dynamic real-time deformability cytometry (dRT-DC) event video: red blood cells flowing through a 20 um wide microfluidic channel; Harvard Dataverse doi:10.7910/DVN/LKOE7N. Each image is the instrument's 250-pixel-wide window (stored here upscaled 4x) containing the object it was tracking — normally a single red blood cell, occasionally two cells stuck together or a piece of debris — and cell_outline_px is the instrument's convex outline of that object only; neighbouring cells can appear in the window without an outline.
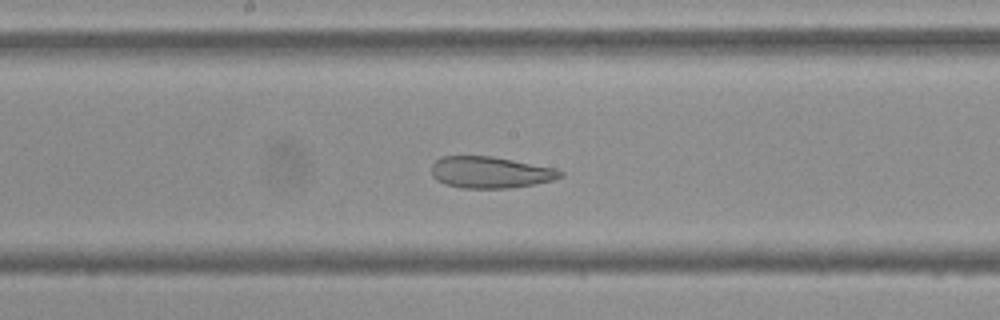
{"species": "Egyptian fruit bat (a non-hibernating species)", "species_latin": "Rousettus aegyptiacus", "temperature_condition": "cold", "stored_images_in_passage": 41, "camera_frame_rate_fps": 3000, "um_per_image_px": 0.085, "frame": {"image": 1, "passage_image": 15, "time_ms": 4.667, "image_size_px": [1000, 320], "cell_outline_px": [[564, 176], [552, 180], [532, 184], [508, 188], [460, 188], [444, 184], [436, 180], [432, 176], [432, 164], [440, 156], [492, 156], [556, 168], [564, 172]], "centroid_in_image_um": [41.66, 14.64], "position_along_channel_um": 206.5, "area_um2": 23.76}}
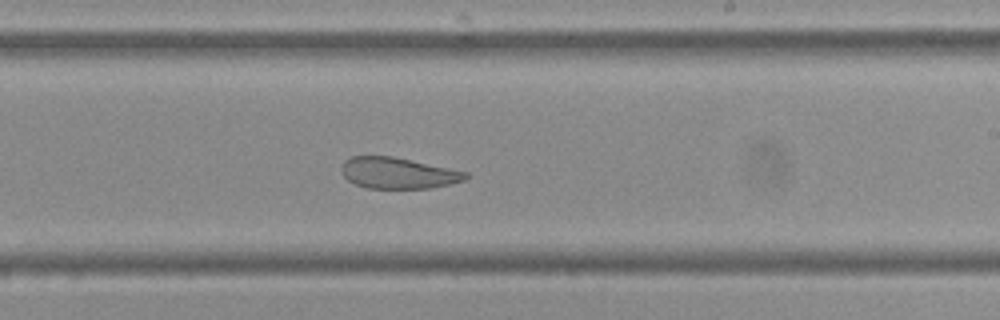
{"frame": {"image": 2, "passage_image": 19, "time_ms": 6.0, "image_size_px": [1000, 320], "cell_outline_px": [[468, 176], [464, 180], [448, 184], [428, 188], [368, 188], [356, 184], [348, 180], [344, 176], [340, 168], [344, 160], [352, 156], [392, 156], [468, 172]], "centroid_in_image_um": [33.8, 14.7], "position_along_channel_um": 255.2, "area_um2": 22.31}}
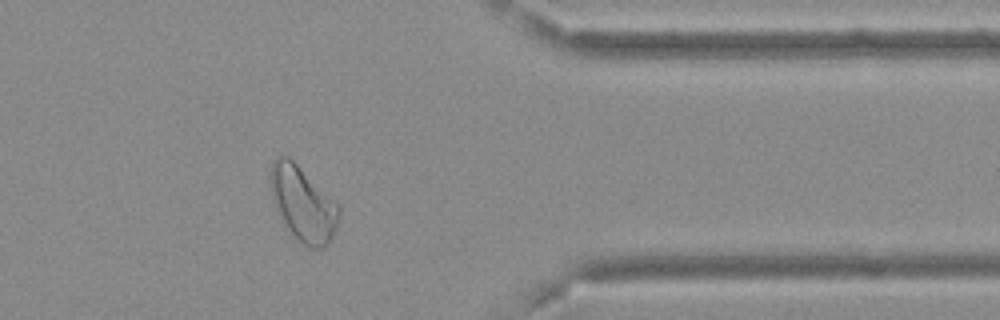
{"frame": {"image": 3, "passage_image": 31, "time_ms": 10.0, "image_size_px": [1000, 320], "cell_outline_px": [[340, 216], [336, 228], [332, 236], [324, 248], [312, 248], [304, 244], [292, 232], [276, 212], [272, 200], [272, 160], [276, 156], [288, 156], [340, 208]], "centroid_in_image_um": [25.74, 17.34], "position_along_channel_um": 385.7, "area_um2": 28.61}, "authors_computed_cell_mechanics": {"area_um2": 26.0678, "velocity_mm_per_s": 3.6564, "shape_relaxation_time_tau1_ms": null, "shape_relaxation_time_tau2_ms": 2.5327, "deformation_change_tau1": null, "deformation_change_tau2": 0.1009}}